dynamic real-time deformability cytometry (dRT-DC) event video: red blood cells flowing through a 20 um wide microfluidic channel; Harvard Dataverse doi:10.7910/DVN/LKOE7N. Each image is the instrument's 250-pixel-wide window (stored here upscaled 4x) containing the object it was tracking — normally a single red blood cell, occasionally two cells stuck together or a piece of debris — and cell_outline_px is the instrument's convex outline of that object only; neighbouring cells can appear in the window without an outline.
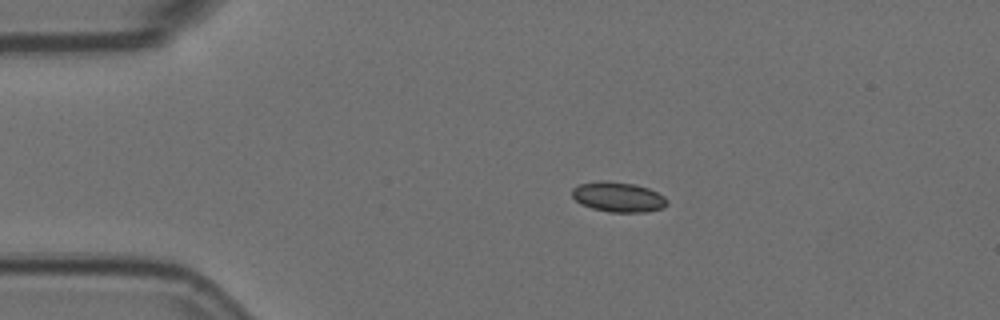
{"species": "Egyptian fruit bat (a non-hibernating species)", "species_latin": "Rousettus aegyptiacus", "temperature_condition": "room temperature", "stored_images_in_passage": 6, "camera_frame_rate_fps": 3000, "um_per_image_px": 0.085, "animal": {"sex": "female"}, "frame": {"image": 1, "passage_image": 3, "time_ms": 0.667, "image_size_px": [1000, 320], "cell_outline_px": [[668, 204], [664, 208], [644, 212], [608, 212], [592, 208], [580, 204], [572, 196], [572, 188], [580, 184], [600, 180], [636, 184], [648, 188], [664, 196], [668, 200]], "centroid_in_image_um": [52.55, 16.75], "position_along_channel_um": 32.4, "area_um2": 16.7}}
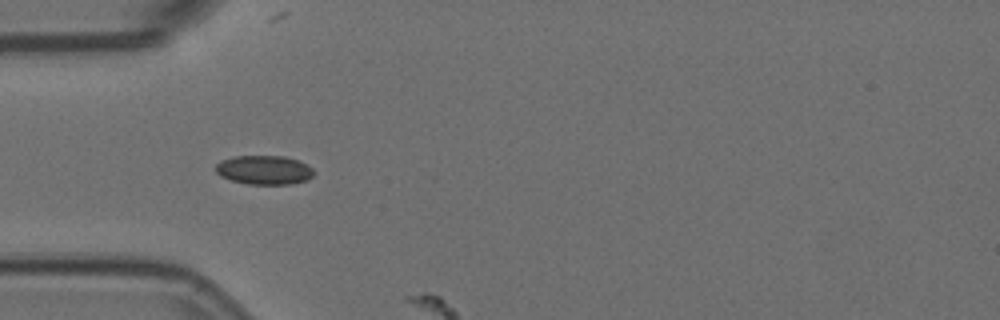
{"frame": {"image": 2, "passage_image": 5, "time_ms": 1.333, "image_size_px": [1000, 320], "cell_outline_px": [[316, 172], [308, 180], [292, 184], [248, 184], [232, 180], [220, 176], [216, 172], [216, 164], [220, 160], [232, 156], [284, 156], [296, 160], [312, 168]], "centroid_in_image_um": [22.44, 14.45], "position_along_channel_um": 62.6, "area_um2": 16.65}}